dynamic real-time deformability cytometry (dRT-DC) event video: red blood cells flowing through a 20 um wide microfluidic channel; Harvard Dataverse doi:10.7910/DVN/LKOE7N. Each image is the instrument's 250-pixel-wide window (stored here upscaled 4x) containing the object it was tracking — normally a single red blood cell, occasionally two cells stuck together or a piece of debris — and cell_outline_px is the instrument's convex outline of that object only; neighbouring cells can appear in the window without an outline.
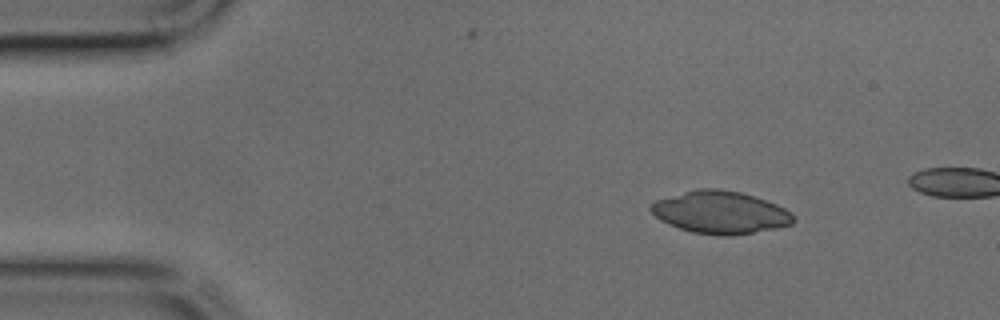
{"species": "common noctule bat (a hibernating species)", "species_latin": "Nyctalus noctula", "temperature_condition": "cold", "stored_images_in_passage": 7, "camera_frame_rate_fps": 3000, "um_per_image_px": 0.085, "animal": {"sex": "male", "body_mass_g": 17.9, "forearm_length_mm": 54.2}, "frame": {"image": 1, "passage_image": 1, "time_ms": 0.0, "image_size_px": [1000, 320], "cell_outline_px": [[796, 220], [792, 224], [732, 236], [720, 236], [692, 232], [668, 224], [660, 220], [648, 208], [656, 200], [696, 188], [720, 188], [740, 192], [776, 204], [792, 212]], "centroid_in_image_um": [61.21, 18.05], "position_along_channel_um": 23.8, "area_um2": 35.14}}